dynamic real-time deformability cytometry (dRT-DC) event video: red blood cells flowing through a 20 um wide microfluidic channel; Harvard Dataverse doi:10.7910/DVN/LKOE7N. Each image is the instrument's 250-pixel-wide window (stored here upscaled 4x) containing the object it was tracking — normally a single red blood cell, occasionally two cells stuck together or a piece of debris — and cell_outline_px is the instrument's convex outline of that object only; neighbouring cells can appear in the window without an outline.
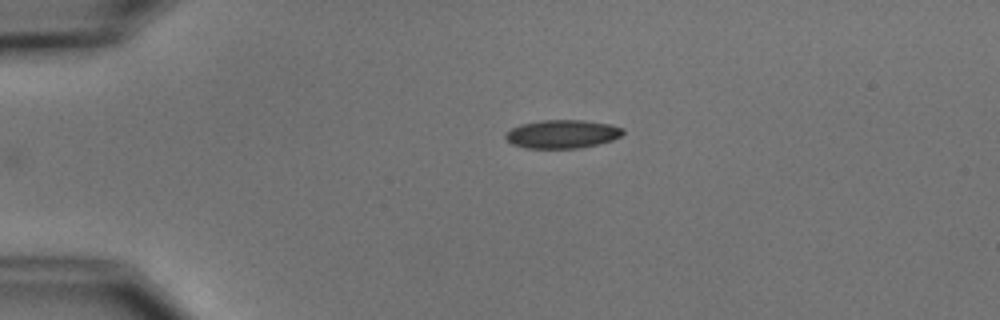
{"species": "common noctule bat (a hibernating species)", "species_latin": "Nyctalus noctula", "temperature_condition": "cold", "stored_images_in_passage": 39, "camera_frame_rate_fps": 3000, "um_per_image_px": 0.085, "animal": {"sex": "male", "body_mass_g": 15.6}, "frame": {"image": 1, "passage_image": 1, "time_ms": 0.0, "image_size_px": [1000, 320], "cell_outline_px": [[624, 132], [620, 136], [612, 140], [600, 144], [580, 148], [524, 148], [512, 144], [504, 136], [512, 128], [520, 124], [540, 120], [584, 120], [608, 124], [624, 128]], "centroid_in_image_um": [47.8, 11.39], "position_along_channel_um": 37.2, "area_um2": 19.48}}
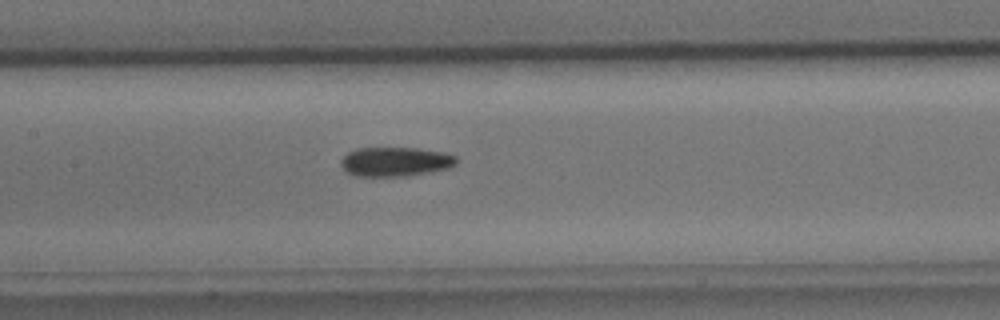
{"frame": {"image": 2, "passage_image": 15, "time_ms": 4.667, "image_size_px": [1000, 320], "cell_outline_px": [[456, 164], [448, 168], [400, 176], [356, 176], [348, 172], [340, 164], [340, 160], [348, 152], [356, 148], [416, 148], [444, 152], [456, 156]], "centroid_in_image_um": [33.57, 13.73], "position_along_channel_um": 173.8, "area_um2": 19.42}}
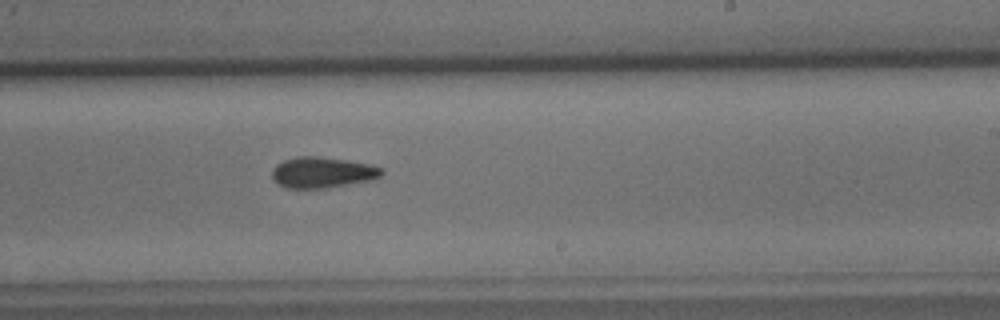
{"frame": {"image": 3, "passage_image": 22, "time_ms": 7.0, "image_size_px": [1000, 320], "cell_outline_px": [[384, 172], [376, 180], [328, 188], [288, 188], [276, 184], [272, 176], [272, 168], [276, 164], [284, 160], [296, 156], [316, 156], [372, 164], [384, 168]], "centroid_in_image_um": [27.44, 14.67], "position_along_channel_um": 261.6, "area_um2": 20.11}, "authors_computed_cell_mechanics": {"area_um2": 19.3052, "velocity_mm_per_s": 3.7751, "shape_relaxation_time_tau1_ms": 5.5253, "shape_relaxation_time_tau2_ms": null, "deformation_change_tau1": 0.1043, "deformation_change_tau2": null}}